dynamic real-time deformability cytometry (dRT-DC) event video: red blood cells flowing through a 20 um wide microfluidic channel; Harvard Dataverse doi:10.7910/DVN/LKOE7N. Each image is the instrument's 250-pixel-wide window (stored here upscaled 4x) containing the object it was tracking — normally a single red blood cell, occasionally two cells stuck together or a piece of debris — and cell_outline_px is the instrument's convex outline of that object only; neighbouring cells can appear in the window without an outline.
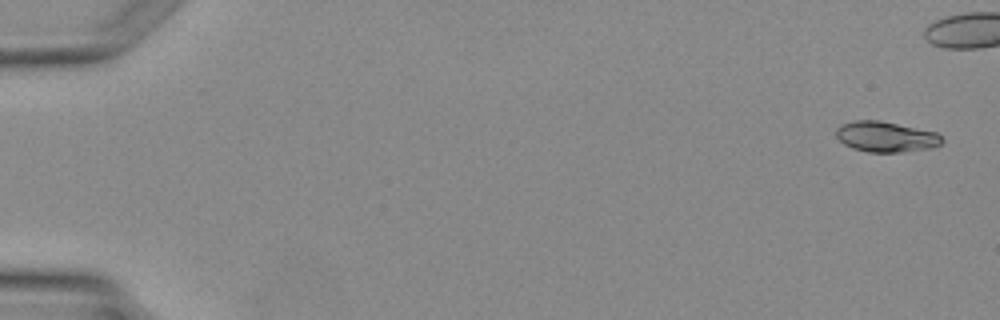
{"species": "Egyptian fruit bat (a non-hibernating species)", "species_latin": "Rousettus aegyptiacus", "temperature_condition": "warm", "stored_images_in_passage": 7, "camera_frame_rate_fps": 3000, "um_per_image_px": 0.085, "animal": {"sex": "female"}, "frame": {"image": 1, "passage_image": 1, "time_ms": 0.0, "image_size_px": [1000, 320], "cell_outline_px": [[944, 140], [940, 144], [932, 148], [900, 152], [868, 152], [852, 148], [844, 144], [836, 136], [836, 128], [840, 124], [852, 120], [880, 120], [936, 132]], "centroid_in_image_um": [75.27, 11.61], "position_along_channel_um": 9.7, "area_um2": 18.9}}
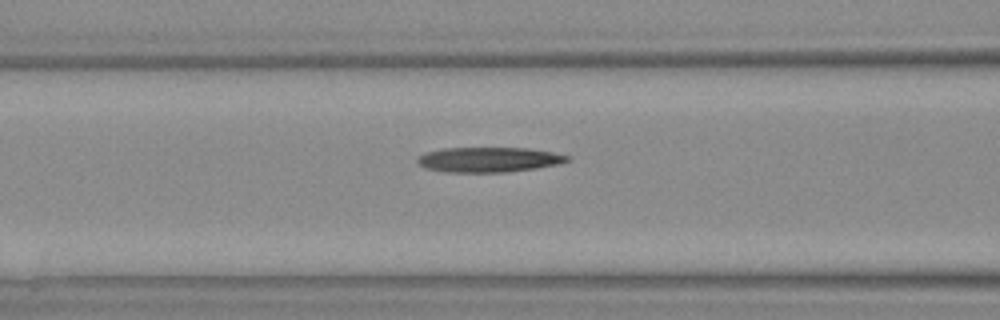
{"frame": {"image": 2, "passage_image": 7, "time_ms": 8.0, "image_size_px": [1000, 320], "cell_outline_px": [[572, 160], [560, 164], [536, 168], [504, 172], [444, 172], [428, 168], [420, 164], [416, 160], [424, 152], [444, 148], [528, 148], [552, 152], [568, 156]], "centroid_in_image_um": [41.57, 13.56], "position_along_channel_um": 125.0, "area_um2": 21.73}}